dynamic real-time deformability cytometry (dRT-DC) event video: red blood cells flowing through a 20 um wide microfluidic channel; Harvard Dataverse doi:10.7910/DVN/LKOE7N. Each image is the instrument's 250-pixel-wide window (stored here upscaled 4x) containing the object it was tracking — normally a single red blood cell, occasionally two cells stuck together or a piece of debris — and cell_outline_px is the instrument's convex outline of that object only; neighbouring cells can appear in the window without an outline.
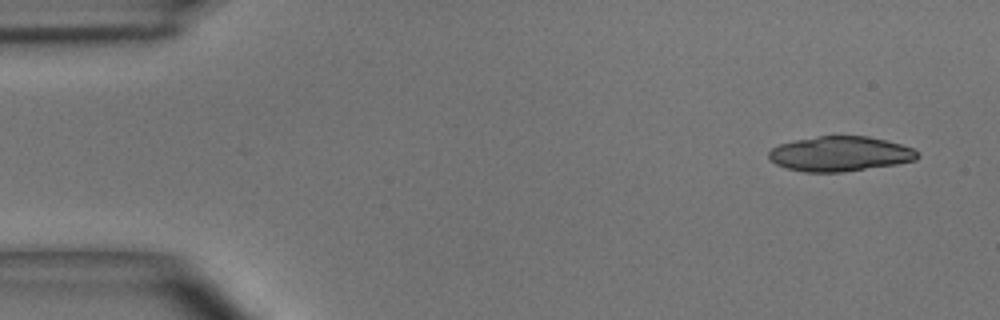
{"species": "common noctule bat (a hibernating species)", "species_latin": "Nyctalus noctula", "temperature_condition": "room temperature", "stored_images_in_passage": 4, "camera_frame_rate_fps": 3000, "um_per_image_px": 0.085, "animal": {"sex": "male", "body_mass_g": 15.6}, "frame": {"image": 1, "passage_image": 1, "time_ms": 0.0, "image_size_px": [1000, 320], "cell_outline_px": [[920, 156], [916, 160], [896, 164], [840, 172], [804, 172], [788, 168], [776, 164], [768, 160], [768, 152], [772, 148], [780, 144], [796, 140], [816, 136], [868, 136], [900, 144], [912, 148], [920, 152]], "centroid_in_image_um": [71.4, 13.07], "position_along_channel_um": 13.6, "area_um2": 30.17}}